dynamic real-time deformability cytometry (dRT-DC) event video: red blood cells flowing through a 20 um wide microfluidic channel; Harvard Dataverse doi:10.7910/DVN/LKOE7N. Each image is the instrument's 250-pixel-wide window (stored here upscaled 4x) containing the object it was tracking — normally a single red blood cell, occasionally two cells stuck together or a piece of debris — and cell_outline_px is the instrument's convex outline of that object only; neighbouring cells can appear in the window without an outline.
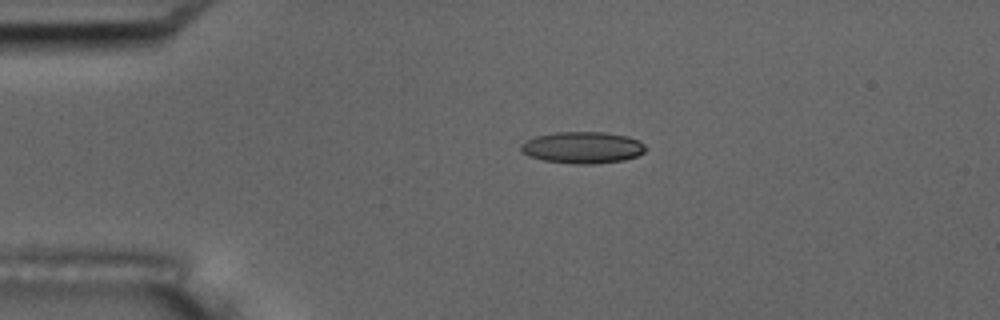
{"species": "common noctule bat (a hibernating species)", "species_latin": "Nyctalus noctula", "temperature_condition": "room temperature", "stored_images_in_passage": 4, "camera_frame_rate_fps": 3000, "um_per_image_px": 0.085, "animal": {"sex": "male", "body_mass_g": 17.5, "forearm_length_mm": 52.3}, "frame": {"image": 1, "passage_image": 3, "time_ms": 2.333, "image_size_px": [1000, 320], "cell_outline_px": [[648, 148], [644, 152], [636, 156], [624, 160], [596, 164], [572, 164], [544, 160], [528, 156], [520, 152], [520, 144], [524, 140], [536, 136], [556, 132], [604, 132], [628, 136], [644, 144]], "centroid_in_image_um": [49.49, 12.54], "position_along_channel_um": 35.5, "area_um2": 23.24}}